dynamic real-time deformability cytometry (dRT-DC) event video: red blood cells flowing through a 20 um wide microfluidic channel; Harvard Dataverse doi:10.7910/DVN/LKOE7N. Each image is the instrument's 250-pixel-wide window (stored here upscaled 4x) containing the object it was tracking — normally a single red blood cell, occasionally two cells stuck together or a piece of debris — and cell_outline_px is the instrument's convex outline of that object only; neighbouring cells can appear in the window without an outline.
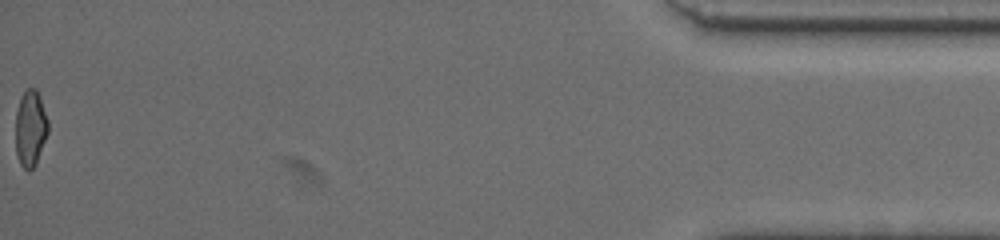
{"species": "common noctule bat (a hibernating species)", "species_latin": "Nyctalus noctula", "temperature_condition": "warm", "stored_images_in_passage": 46, "camera_frame_rate_fps": 3000, "um_per_image_px": 0.085, "animal": {"sex": "female", "body_mass_g": 19.5, "forearm_length_mm": 54.1}, "frame": {"image": 1, "passage_image": 46, "time_ms": 15.0, "image_size_px": [1000, 240], "cell_outline_px": [[48, 132], [36, 164], [28, 172], [20, 164], [16, 152], [16, 112], [20, 100], [24, 92], [28, 88], [36, 88], [40, 96], [48, 120]], "centroid_in_image_um": [2.59, 10.92], "position_along_channel_um": 432.6, "area_um2": 14.39}}